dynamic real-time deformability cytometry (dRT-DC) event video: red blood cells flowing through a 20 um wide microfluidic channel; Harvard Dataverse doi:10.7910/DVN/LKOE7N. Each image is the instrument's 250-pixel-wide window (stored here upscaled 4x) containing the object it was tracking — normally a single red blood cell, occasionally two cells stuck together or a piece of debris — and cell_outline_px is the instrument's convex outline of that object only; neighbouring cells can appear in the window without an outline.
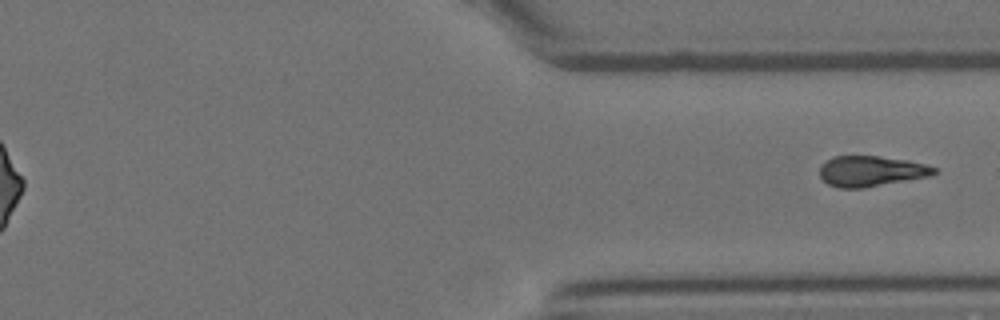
{"species": "Egyptian fruit bat (a non-hibernating species)", "species_latin": "Rousettus aegyptiacus", "temperature_condition": "room temperature", "stored_images_in_passage": 10, "segment_of_instrument_passage": [2, 2], "camera_frame_rate_fps": 3000, "um_per_image_px": 0.085, "animal": {"sex": "female"}, "frame": {"image": 1, "passage_image": 10, "time_ms": 3.0, "image_size_px": [1000, 320], "cell_outline_px": [[936, 172], [932, 176], [864, 188], [840, 188], [828, 184], [820, 176], [820, 164], [832, 156], [880, 156], [904, 160], [924, 164], [936, 168]], "centroid_in_image_um": [74.02, 14.55], "position_along_channel_um": 337.4, "area_um2": 20.4}}